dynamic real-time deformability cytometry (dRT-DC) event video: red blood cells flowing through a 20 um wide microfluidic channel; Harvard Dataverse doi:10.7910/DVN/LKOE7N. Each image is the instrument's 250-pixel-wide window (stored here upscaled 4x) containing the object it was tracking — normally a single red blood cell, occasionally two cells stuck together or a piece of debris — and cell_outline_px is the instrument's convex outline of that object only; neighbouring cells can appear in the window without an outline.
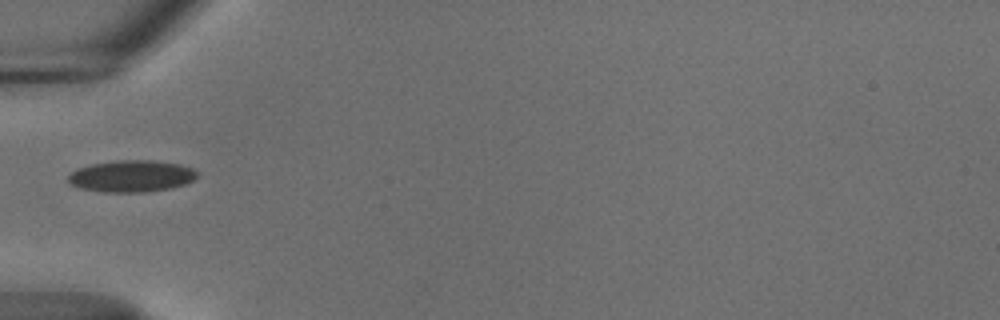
{"species": "common noctule bat (a hibernating species)", "species_latin": "Nyctalus noctula", "temperature_condition": "cold", "stored_images_in_passage": 34, "camera_frame_rate_fps": 3000, "um_per_image_px": 0.085, "animal": {"sex": "male", "body_mass_g": 18.8}, "frame": {"image": 1, "passage_image": 1, "time_ms": 0.0, "image_size_px": [1000, 320], "cell_outline_px": [[200, 176], [196, 180], [172, 188], [144, 192], [104, 192], [80, 188], [68, 184], [68, 176], [76, 168], [92, 164], [120, 160], [152, 160], [180, 164], [192, 168], [200, 172]], "centroid_in_image_um": [11.22, 14.97], "position_along_channel_um": 73.8, "area_um2": 24.16}}
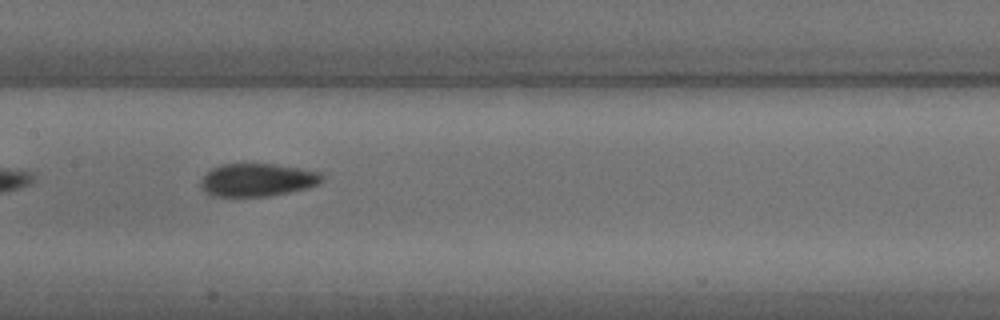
{"frame": {"image": 2, "passage_image": 10, "time_ms": 3.0, "image_size_px": [1000, 320], "cell_outline_px": [[324, 176], [316, 184], [304, 188], [288, 192], [268, 196], [212, 196], [204, 192], [200, 188], [200, 180], [212, 168], [220, 164], [272, 164], [300, 168], [320, 172]], "centroid_in_image_um": [21.81, 15.29], "position_along_channel_um": 185.6, "area_um2": 23.06}}
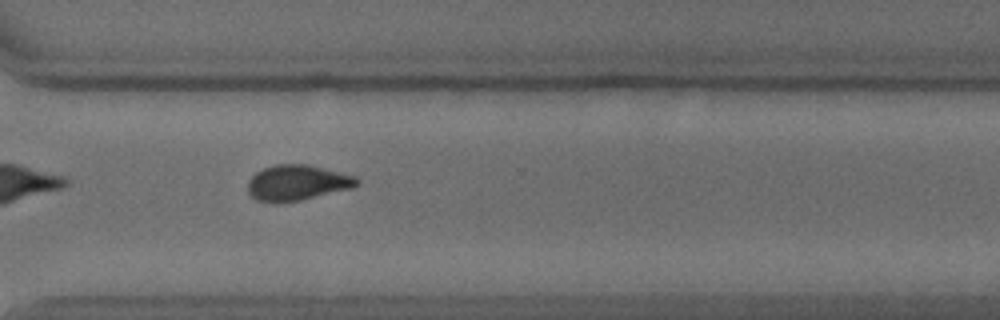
{"frame": {"image": 3, "passage_image": 23, "time_ms": 7.333, "image_size_px": [1000, 320], "cell_outline_px": [[360, 184], [352, 188], [300, 200], [276, 204], [272, 204], [256, 200], [248, 192], [248, 180], [256, 172], [264, 168], [276, 164], [308, 164], [356, 176], [360, 180]], "centroid_in_image_um": [25.26, 15.54], "position_along_channel_um": 345.3, "area_um2": 22.83}, "authors_computed_cell_mechanics": {"area_um2": 23.0333, "velocity_mm_per_s": 3.6927, "shape_relaxation_time_tau1_ms": 5.6631, "shape_relaxation_time_tau2_ms": 2.3592, "deformation_change_tau1": 0.1266, "deformation_change_tau2": 0.0593}}